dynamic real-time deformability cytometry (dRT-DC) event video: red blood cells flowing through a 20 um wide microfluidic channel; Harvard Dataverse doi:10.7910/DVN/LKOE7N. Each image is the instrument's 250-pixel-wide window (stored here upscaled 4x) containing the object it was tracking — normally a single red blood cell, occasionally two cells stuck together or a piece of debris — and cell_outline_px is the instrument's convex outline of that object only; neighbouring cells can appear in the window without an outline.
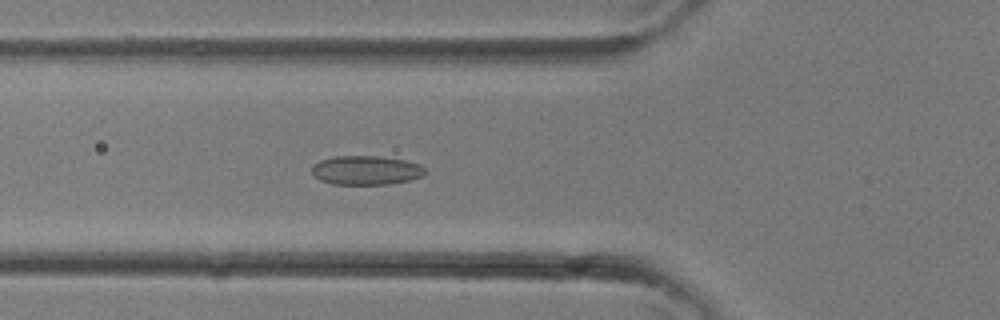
{"species": "common noctule bat (a hibernating species)", "species_latin": "Nyctalus noctula", "temperature_condition": "room temperature", "stored_images_in_passage": 29, "camera_frame_rate_fps": 3000, "um_per_image_px": 0.085, "animal": {"sex": "female"}, "frame": {"image": 1, "passage_image": 7, "time_ms": 2.0, "image_size_px": [1000, 320], "cell_outline_px": [[428, 172], [424, 176], [412, 180], [388, 184], [332, 184], [320, 180], [312, 176], [312, 164], [320, 160], [332, 156], [380, 156], [404, 160], [420, 164]], "centroid_in_image_um": [31.12, 14.47], "position_along_channel_um": 94.7, "area_um2": 19.54}}
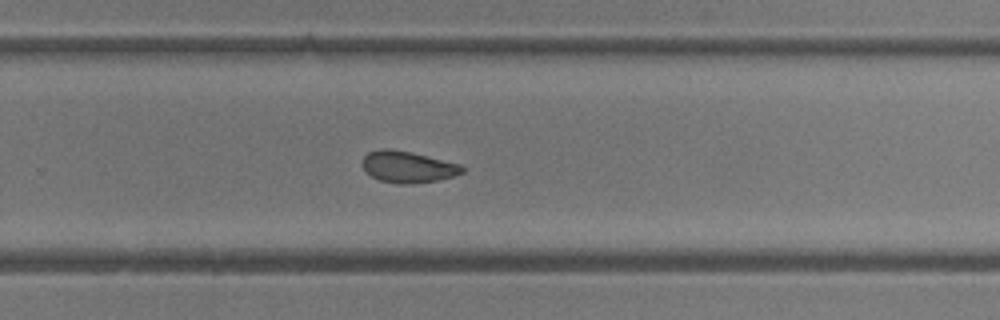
{"frame": {"image": 2, "passage_image": 17, "time_ms": 5.333, "image_size_px": [1000, 320], "cell_outline_px": [[464, 172], [452, 176], [436, 180], [408, 184], [400, 184], [380, 180], [364, 172], [360, 164], [364, 156], [368, 152], [380, 148], [392, 148], [460, 164], [464, 168]], "centroid_in_image_um": [34.58, 14.17], "position_along_channel_um": 295.2, "area_um2": 18.26}}
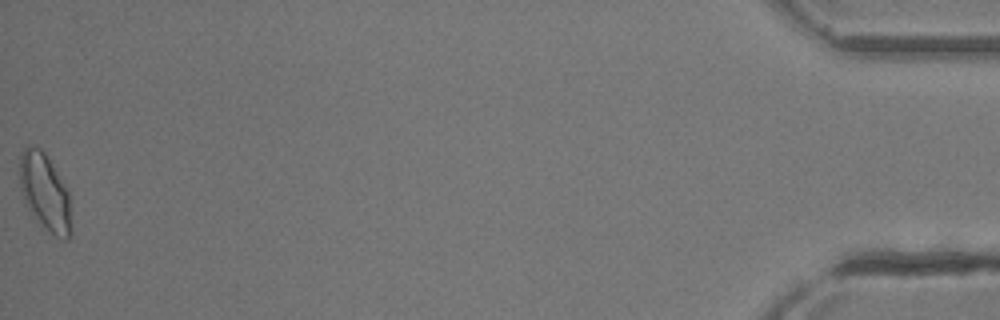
{"frame": {"image": 3, "passage_image": 29, "time_ms": 9.333, "image_size_px": [1000, 320], "cell_outline_px": [[72, 236], [68, 240], [64, 240], [56, 236], [40, 224], [28, 208], [24, 200], [20, 188], [20, 152], [28, 144], [32, 144], [40, 148], [44, 152], [68, 188], [72, 232]], "centroid_in_image_um": [3.83, 16.33], "position_along_channel_um": 431.4, "area_um2": 23.35}}